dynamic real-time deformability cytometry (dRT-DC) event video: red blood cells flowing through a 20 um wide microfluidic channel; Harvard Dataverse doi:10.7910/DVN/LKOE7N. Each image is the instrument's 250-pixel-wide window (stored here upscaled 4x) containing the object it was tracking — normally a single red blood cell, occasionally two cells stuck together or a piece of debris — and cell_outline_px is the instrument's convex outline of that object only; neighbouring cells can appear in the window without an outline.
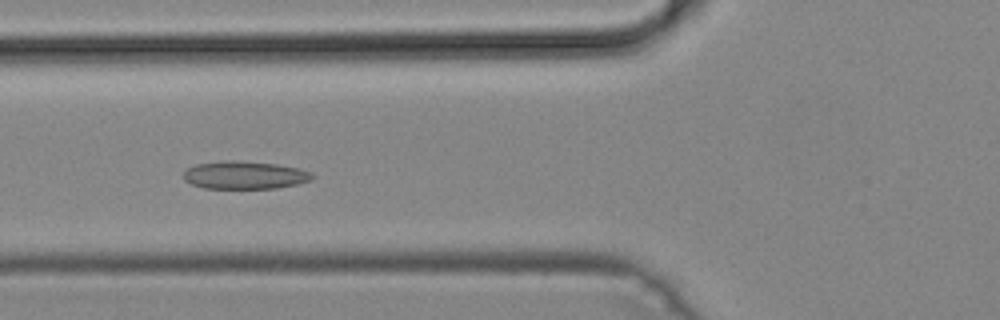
{"species": "common noctule bat (a hibernating species)", "species_latin": "Nyctalus noctula", "temperature_condition": "cold", "stored_images_in_passage": 42, "camera_frame_rate_fps": 3000, "um_per_image_px": 0.085, "animal": {"sex": "male", "body_mass_g": 19.2, "forearm_length_mm": 51.8}, "frame": {"image": 1, "passage_image": 18, "time_ms": 5.667, "image_size_px": [1000, 320], "cell_outline_px": [[316, 176], [312, 180], [296, 184], [276, 188], [204, 188], [192, 184], [184, 180], [184, 172], [188, 168], [196, 164], [228, 160], [232, 160], [276, 164], [300, 168], [312, 172]], "centroid_in_image_um": [20.84, 14.88], "position_along_channel_um": 105.0, "area_um2": 20.87}}
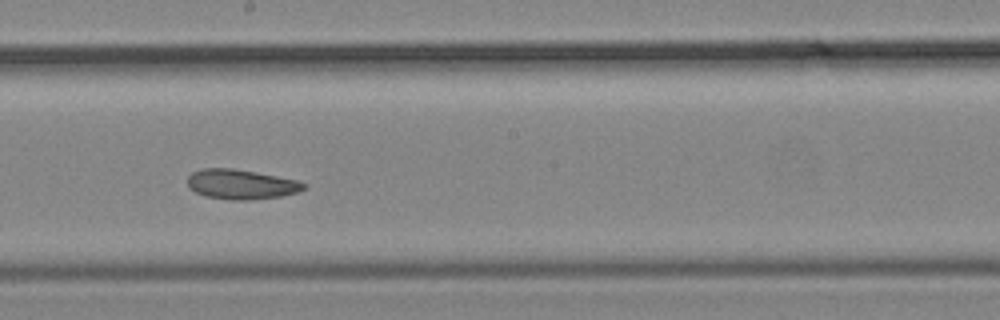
{"frame": {"image": 2, "passage_image": 27, "time_ms": 8.667, "image_size_px": [1000, 320], "cell_outline_px": [[308, 184], [304, 188], [296, 192], [280, 196], [252, 200], [232, 200], [204, 196], [196, 192], [188, 184], [188, 176], [192, 172], [204, 168], [232, 168], [256, 172], [300, 180]], "centroid_in_image_um": [20.52, 15.66], "position_along_channel_um": 227.7, "area_um2": 20.17}}
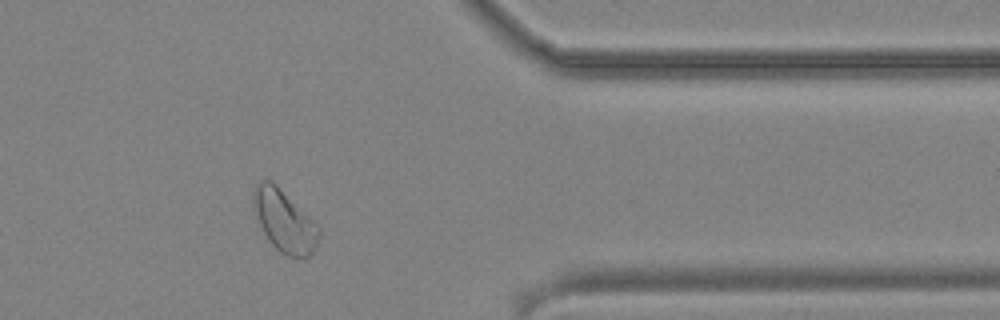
{"frame": {"image": 3, "passage_image": 40, "time_ms": 13.0, "image_size_px": [1000, 320], "cell_outline_px": [[320, 236], [316, 248], [308, 256], [288, 256], [280, 252], [268, 240], [260, 224], [252, 204], [252, 188], [260, 180], [272, 180], [320, 228]], "centroid_in_image_um": [24.14, 18.76], "position_along_channel_um": 387.3, "area_um2": 23.35}}